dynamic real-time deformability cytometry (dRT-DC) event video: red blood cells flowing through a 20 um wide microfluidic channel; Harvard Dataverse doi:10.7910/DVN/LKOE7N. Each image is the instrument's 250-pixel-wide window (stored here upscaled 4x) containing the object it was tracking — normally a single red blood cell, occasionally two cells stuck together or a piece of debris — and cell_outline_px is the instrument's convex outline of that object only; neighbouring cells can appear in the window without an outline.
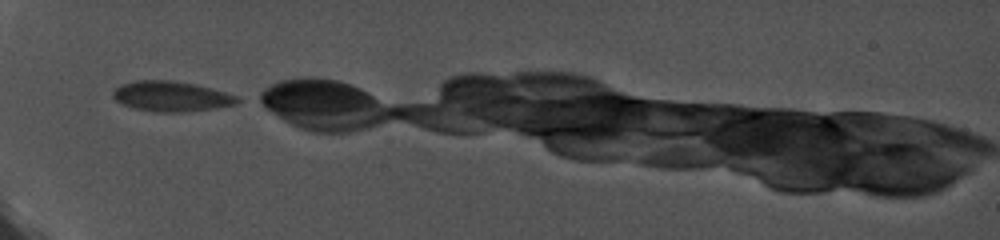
{"species": "common noctule bat (a hibernating species)", "species_latin": "Nyctalus noctula", "temperature_condition": "cold", "stored_images_in_passage": 25, "camera_frame_rate_fps": 5000, "um_per_image_px": 0.085, "animal": {"sex": "female", "body_mass_g": 19.0, "forearm_length_mm": 56.7}, "frame": {"image": 1, "passage_image": 1, "time_ms": 0.0, "image_size_px": [1000, 240], "cell_outline_px": [[244, 100], [236, 104], [216, 108], [184, 112], [156, 112], [132, 108], [116, 100], [112, 96], [112, 92], [120, 84], [132, 80], [172, 80], [196, 84], [212, 88], [236, 96]], "centroid_in_image_um": [14.56, 8.18], "position_along_channel_um": 70.4, "area_um2": 22.14}}
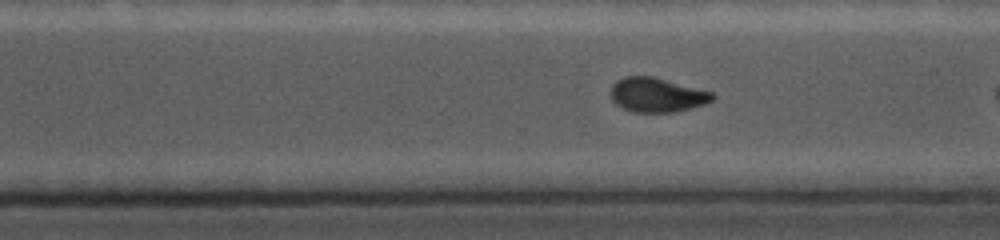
{"frame": {"image": 2, "passage_image": 18, "time_ms": 3.4, "image_size_px": [1000, 240], "cell_outline_px": [[716, 96], [712, 100], [704, 104], [692, 108], [676, 112], [632, 112], [616, 104], [612, 100], [612, 84], [616, 80], [624, 76], [652, 76], [712, 92]], "centroid_in_image_um": [55.84, 8.07], "position_along_channel_um": 314.8, "area_um2": 20.29}}